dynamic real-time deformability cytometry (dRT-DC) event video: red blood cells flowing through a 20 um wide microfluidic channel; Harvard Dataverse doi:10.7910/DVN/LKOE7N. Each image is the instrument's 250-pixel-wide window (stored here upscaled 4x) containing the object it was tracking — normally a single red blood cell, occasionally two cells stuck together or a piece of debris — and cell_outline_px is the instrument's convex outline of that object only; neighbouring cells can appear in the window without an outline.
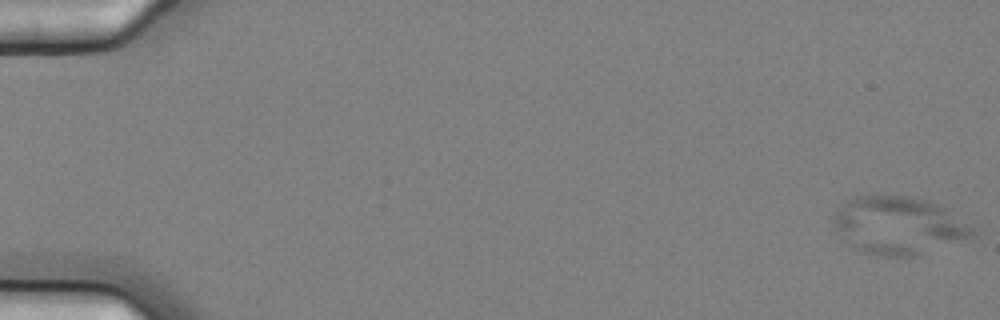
{"species": "common noctule bat (a hibernating species)", "species_latin": "Nyctalus noctula", "temperature_condition": "cold", "stored_images_in_passage": 5, "camera_frame_rate_fps": 3000, "um_per_image_px": 0.085, "animal": {"sex": "female", "body_mass_g": 25.1}, "frame": {"image": 1, "passage_image": 1, "time_ms": 0.0, "image_size_px": [1000, 320], "cell_outline_px": [[976, 236], [912, 256], [876, 256], [860, 252], [848, 244], [836, 228], [832, 220], [832, 216], [844, 200], [856, 196], [876, 192], [908, 196], [940, 204], [972, 228], [976, 232]], "centroid_in_image_um": [76.3, 19.12], "position_along_channel_um": 8.7, "area_um2": 47.22}}
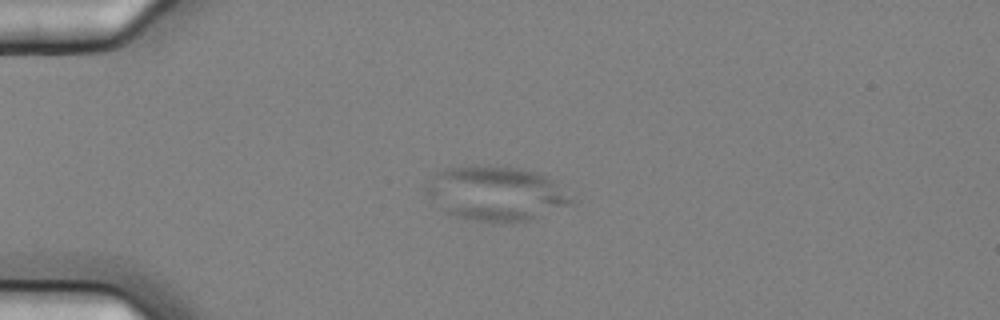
{"frame": {"image": 2, "passage_image": 4, "time_ms": 1.0, "image_size_px": [1000, 320], "cell_outline_px": [[576, 200], [572, 204], [528, 220], [472, 220], [456, 216], [444, 212], [424, 188], [424, 184], [444, 168], [472, 164], [476, 164], [516, 168], [536, 172], [548, 176]], "centroid_in_image_um": [42.15, 16.4], "position_along_channel_um": 42.9, "area_um2": 45.49}}